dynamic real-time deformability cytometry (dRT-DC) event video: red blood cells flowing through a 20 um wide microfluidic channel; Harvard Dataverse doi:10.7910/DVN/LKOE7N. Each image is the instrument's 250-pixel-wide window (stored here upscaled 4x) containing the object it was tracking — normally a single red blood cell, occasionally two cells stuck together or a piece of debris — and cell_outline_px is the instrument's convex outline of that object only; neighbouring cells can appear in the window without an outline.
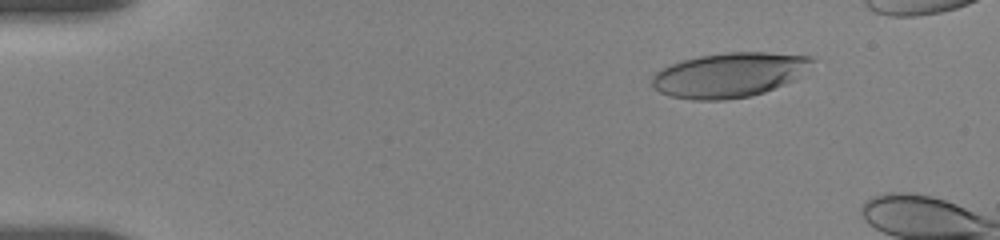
{"species": "human", "species_latin": "Homo sapiens", "temperature_condition": "room temperature", "stored_images_in_passage": 13, "camera_frame_rate_fps": 3000, "um_per_image_px": 0.085, "donor": {"sex": "female"}, "frame": {"image": 1, "passage_image": 8, "time_ms": 2.333, "image_size_px": [1000, 240], "cell_outline_px": [[816, 60], [792, 80], [784, 84], [764, 92], [748, 96], [724, 100], [692, 100], [668, 96], [660, 92], [652, 84], [652, 76], [660, 68], [684, 60], [700, 56], [728, 52], [764, 52], [812, 56]], "centroid_in_image_um": [61.95, 6.37], "position_along_channel_um": 23.0, "area_um2": 41.27}}